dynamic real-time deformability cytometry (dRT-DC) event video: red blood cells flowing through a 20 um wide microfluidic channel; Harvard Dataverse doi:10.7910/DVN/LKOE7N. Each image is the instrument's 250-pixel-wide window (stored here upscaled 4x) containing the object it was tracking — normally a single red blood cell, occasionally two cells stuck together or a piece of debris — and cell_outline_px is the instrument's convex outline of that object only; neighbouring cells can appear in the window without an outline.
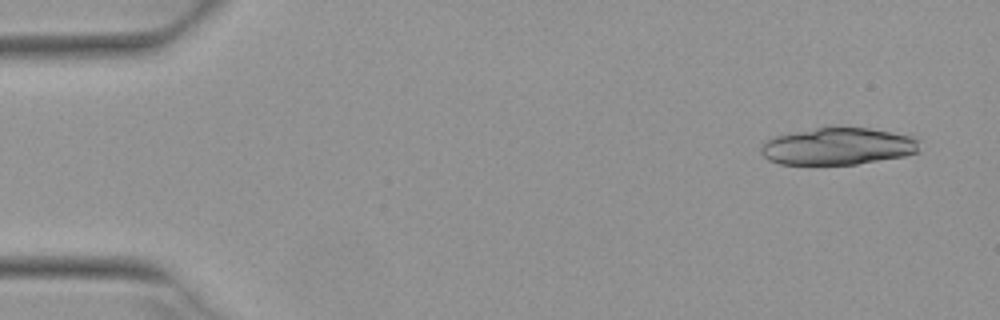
{"species": "Egyptian fruit bat (a non-hibernating species)", "species_latin": "Rousettus aegyptiacus", "temperature_condition": "warm", "stored_images_in_passage": 4, "camera_frame_rate_fps": 3000, "um_per_image_px": 0.085, "animal": {"sex": "female"}, "frame": {"image": 1, "passage_image": 1, "time_ms": 0.0, "image_size_px": [1000, 320], "cell_outline_px": [[920, 152], [904, 156], [856, 164], [780, 164], [768, 160], [760, 152], [760, 148], [764, 140], [788, 132], [828, 124], [912, 132], [920, 136]], "centroid_in_image_um": [71.33, 12.37], "position_along_channel_um": 13.7, "area_um2": 36.24}}